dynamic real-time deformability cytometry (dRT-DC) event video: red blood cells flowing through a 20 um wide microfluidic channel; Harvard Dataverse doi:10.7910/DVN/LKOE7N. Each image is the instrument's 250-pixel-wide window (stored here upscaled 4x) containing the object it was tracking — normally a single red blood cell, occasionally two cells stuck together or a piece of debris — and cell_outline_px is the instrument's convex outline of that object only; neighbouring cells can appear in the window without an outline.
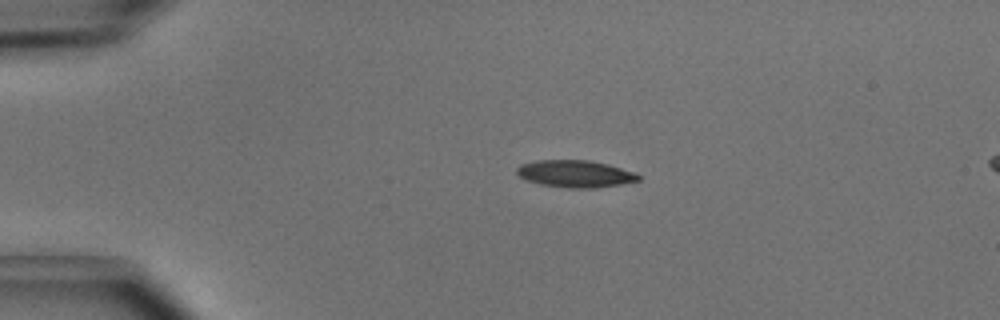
{"species": "common noctule bat (a hibernating species)", "species_latin": "Nyctalus noctula", "temperature_condition": "cold", "stored_images_in_passage": 3, "segment_of_instrument_passage": [1, 2], "camera_frame_rate_fps": 3000, "um_per_image_px": 0.085, "animal": {"sex": "male", "body_mass_g": 15.6}, "frame": {"image": 1, "passage_image": 1, "time_ms": 0.0, "image_size_px": [1000, 320], "cell_outline_px": [[640, 180], [620, 184], [596, 188], [568, 188], [540, 184], [528, 180], [520, 176], [516, 172], [516, 168], [520, 164], [536, 160], [588, 160], [608, 164], [636, 172], [640, 176]], "centroid_in_image_um": [48.91, 14.76], "position_along_channel_um": 36.1, "area_um2": 19.25}}